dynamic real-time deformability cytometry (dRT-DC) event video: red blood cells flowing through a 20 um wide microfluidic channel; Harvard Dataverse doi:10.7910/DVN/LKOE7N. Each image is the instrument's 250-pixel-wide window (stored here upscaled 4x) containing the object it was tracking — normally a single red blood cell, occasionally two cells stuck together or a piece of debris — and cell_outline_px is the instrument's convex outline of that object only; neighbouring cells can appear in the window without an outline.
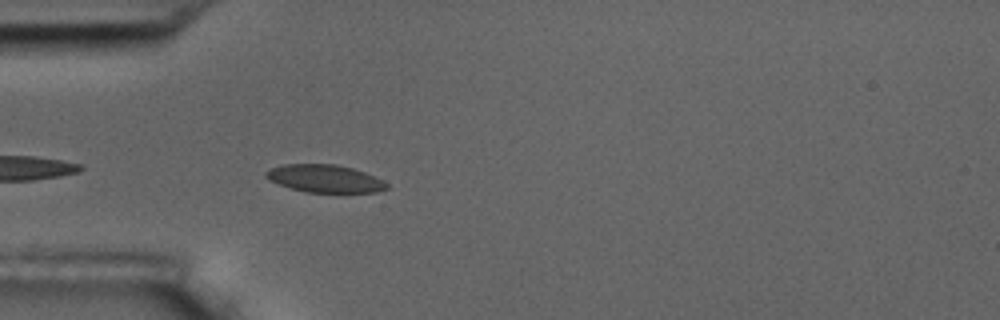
{"species": "common noctule bat (a hibernating species)", "species_latin": "Nyctalus noctula", "temperature_condition": "room temperature", "stored_images_in_passage": 5, "camera_frame_rate_fps": 3000, "um_per_image_px": 0.085, "animal": {"sex": "male", "body_mass_g": 17.5, "forearm_length_mm": 52.3}, "frame": {"image": 1, "passage_image": 5, "time_ms": 4.667, "image_size_px": [1000, 320], "cell_outline_px": [[388, 188], [376, 192], [304, 192], [268, 180], [264, 176], [264, 172], [272, 168], [284, 164], [336, 164], [352, 168], [364, 172], [388, 184]], "centroid_in_image_um": [27.57, 15.17], "position_along_channel_um": 57.4, "area_um2": 19.25}}